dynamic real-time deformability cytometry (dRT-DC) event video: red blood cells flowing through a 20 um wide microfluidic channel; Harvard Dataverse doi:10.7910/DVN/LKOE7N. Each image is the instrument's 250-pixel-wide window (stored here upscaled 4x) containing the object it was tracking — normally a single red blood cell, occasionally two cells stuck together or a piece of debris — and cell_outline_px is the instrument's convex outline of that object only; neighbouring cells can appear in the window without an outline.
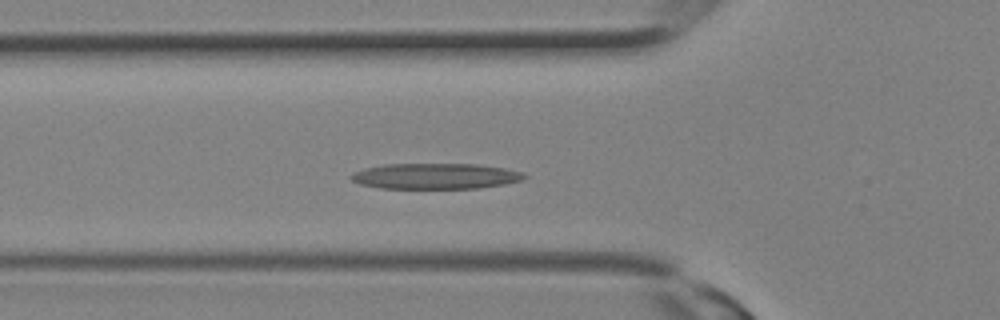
{"species": "Egyptian fruit bat (a non-hibernating species)", "species_latin": "Rousettus aegyptiacus", "temperature_condition": "room temperature", "stored_images_in_passage": 11, "camera_frame_rate_fps": 3000, "um_per_image_px": 0.085, "animal": {"sex": "female"}, "frame": {"image": 1, "passage_image": 7, "time_ms": 2.0, "image_size_px": [1000, 320], "cell_outline_px": [[528, 176], [520, 180], [504, 184], [476, 188], [380, 188], [360, 184], [352, 180], [348, 176], [352, 172], [364, 168], [384, 164], [476, 164], [504, 168], [520, 172]], "centroid_in_image_um": [36.94, 14.97], "position_along_channel_um": 88.9, "area_um2": 25.84}}
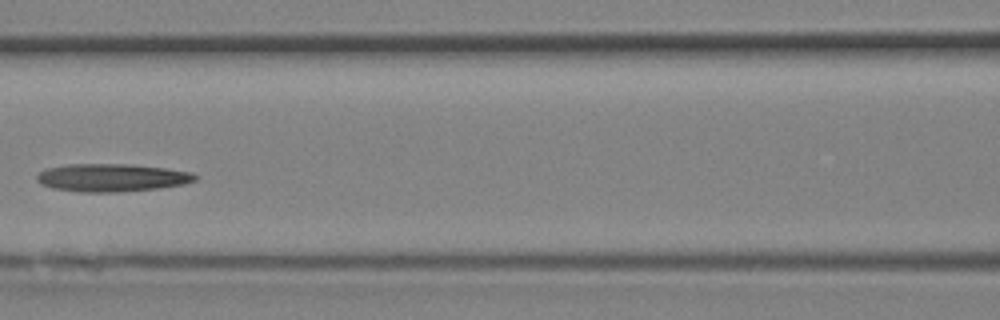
{"frame": {"image": 2, "passage_image": 10, "time_ms": 3.0, "image_size_px": [1000, 320], "cell_outline_px": [[200, 176], [196, 180], [184, 184], [160, 188], [116, 192], [80, 192], [52, 188], [40, 184], [36, 180], [36, 176], [40, 172], [48, 168], [68, 164], [128, 164], [164, 168], [192, 172]], "centroid_in_image_um": [9.51, 15.1], "position_along_channel_um": 157.1, "area_um2": 25.78}}